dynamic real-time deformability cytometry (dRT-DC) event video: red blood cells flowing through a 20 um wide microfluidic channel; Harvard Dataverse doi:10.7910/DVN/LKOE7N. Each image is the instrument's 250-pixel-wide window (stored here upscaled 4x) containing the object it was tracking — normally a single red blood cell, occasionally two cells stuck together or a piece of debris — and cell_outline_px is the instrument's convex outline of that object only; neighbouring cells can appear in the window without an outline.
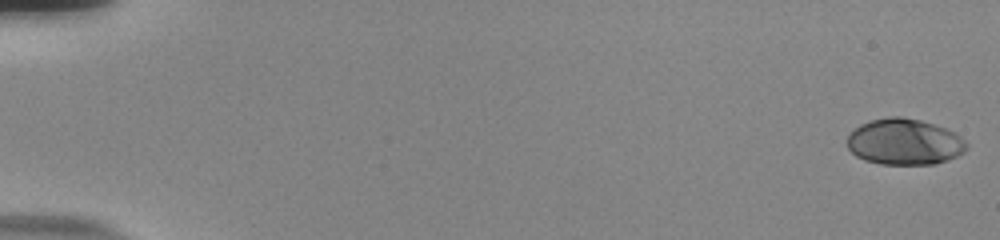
{"species": "human", "species_latin": "Homo sapiens", "temperature_condition": "room temperature", "stored_images_in_passage": 57, "camera_frame_rate_fps": 3000, "um_per_image_px": 0.085, "donor": {"sex": "male"}, "frame": {"image": 1, "passage_image": 1, "time_ms": 0.0, "image_size_px": [1000, 240], "cell_outline_px": [[968, 148], [964, 152], [948, 160], [936, 164], [880, 164], [864, 160], [856, 156], [848, 148], [844, 140], [860, 124], [872, 120], [888, 116], [900, 116], [920, 120], [944, 128], [960, 136], [968, 144]], "centroid_in_image_um": [76.85, 12.06], "position_along_channel_um": 8.1, "area_um2": 32.14}}
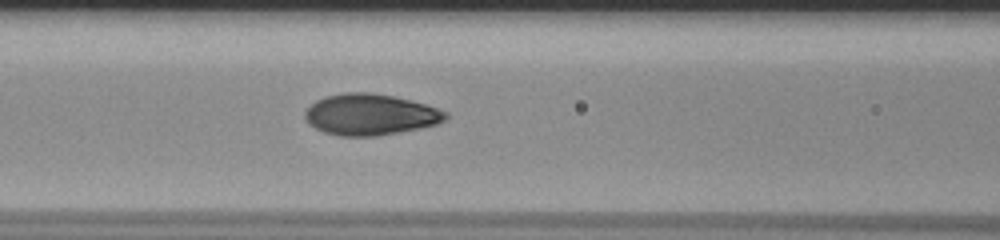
{"frame": {"image": 2, "passage_image": 26, "time_ms": 8.333, "image_size_px": [1000, 240], "cell_outline_px": [[448, 116], [444, 120], [436, 124], [420, 128], [376, 136], [340, 136], [324, 132], [308, 124], [304, 120], [304, 112], [316, 100], [324, 96], [344, 92], [372, 92], [392, 96], [424, 104], [448, 112]], "centroid_in_image_um": [31.42, 9.73], "position_along_channel_um": 135.2, "area_um2": 33.7}}
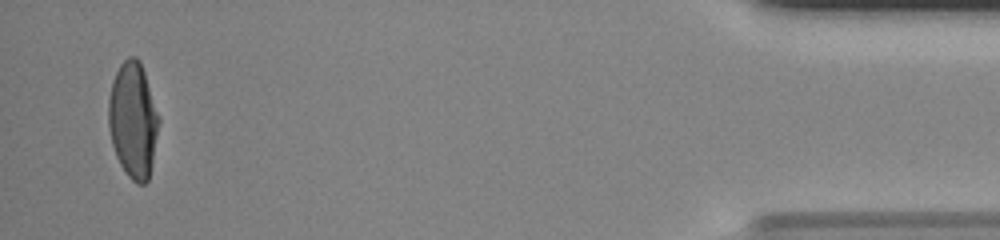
{"frame": {"image": 3, "passage_image": 55, "time_ms": 18.0, "image_size_px": [1000, 240], "cell_outline_px": [[160, 120], [152, 164], [148, 180], [144, 184], [136, 184], [124, 172], [116, 156], [112, 144], [108, 128], [108, 100], [112, 80], [120, 64], [128, 56], [136, 56], [140, 60]], "centroid_in_image_um": [11.3, 10.22], "position_along_channel_um": 423.9, "area_um2": 34.1}, "authors_computed_cell_mechanics": {"area_um2": 33.2928, "velocity_mm_per_s": 3.7318, "shape_relaxation_time_tau1_ms": 5.4321, "shape_relaxation_time_tau2_ms": null, "deformation_change_tau1": 0.2247, "deformation_change_tau2": null}}